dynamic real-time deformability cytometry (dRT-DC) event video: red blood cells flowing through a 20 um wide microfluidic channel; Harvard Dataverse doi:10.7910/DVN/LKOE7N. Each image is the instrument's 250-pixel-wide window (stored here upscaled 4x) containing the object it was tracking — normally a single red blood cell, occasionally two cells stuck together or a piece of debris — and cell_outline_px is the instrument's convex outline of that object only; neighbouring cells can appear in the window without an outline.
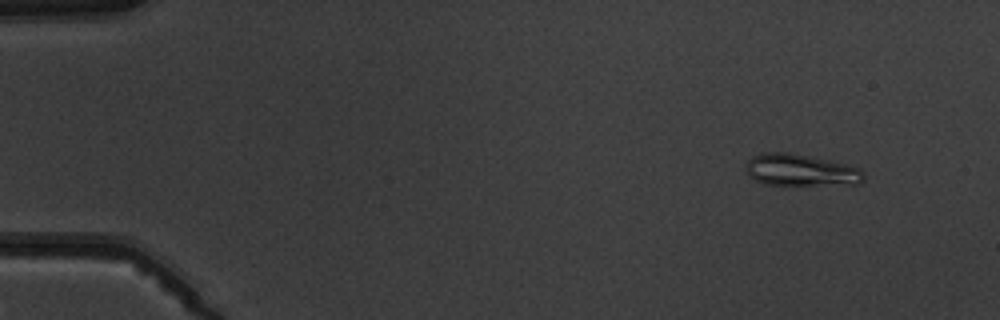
{"species": "common noctule bat (a hibernating species)", "species_latin": "Nyctalus noctula", "temperature_condition": "warm", "stored_images_in_passage": 5, "camera_frame_rate_fps": 3000, "um_per_image_px": 0.085, "animal": {"sex": "male", "body_mass_g": 19.5, "forearm_length_mm": 54.6}, "frame": {"image": 1, "passage_image": 2, "time_ms": 1.0, "image_size_px": [1000, 320], "cell_outline_px": [[864, 180], [860, 184], [764, 184], [748, 176], [744, 168], [744, 164], [752, 156], [764, 152], [788, 152], [828, 160], [860, 168], [864, 172]], "centroid_in_image_um": [68.01, 14.45], "position_along_channel_um": 17.0, "area_um2": 21.79}}
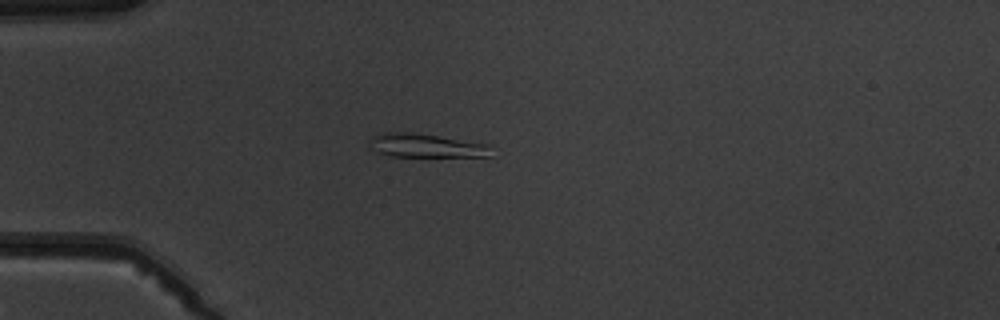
{"frame": {"image": 2, "passage_image": 5, "time_ms": 4.333, "image_size_px": [1000, 320], "cell_outline_px": [[492, 156], [392, 156], [376, 152], [368, 140], [372, 136], [384, 132], [408, 132], [436, 136], [488, 144]], "centroid_in_image_um": [36.17, 12.37], "position_along_channel_um": 48.8, "area_um2": 16.42}}